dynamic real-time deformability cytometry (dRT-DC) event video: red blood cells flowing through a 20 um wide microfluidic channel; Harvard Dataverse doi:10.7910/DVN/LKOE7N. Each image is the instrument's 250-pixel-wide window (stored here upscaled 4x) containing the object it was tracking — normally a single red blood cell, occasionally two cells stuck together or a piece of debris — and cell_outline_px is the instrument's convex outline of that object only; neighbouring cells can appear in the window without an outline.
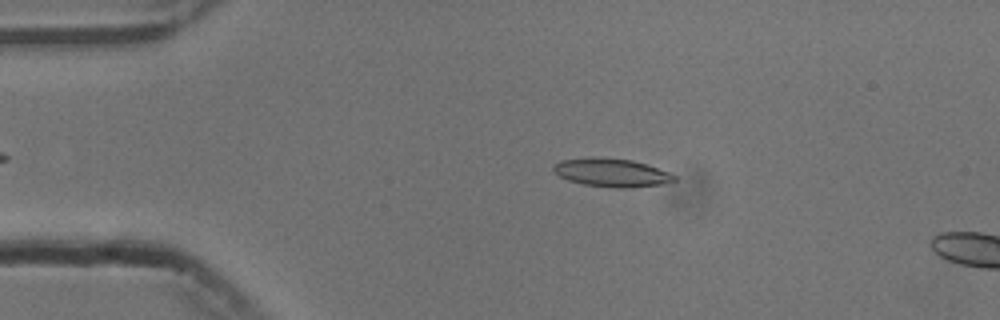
{"species": "common noctule bat (a hibernating species)", "species_latin": "Nyctalus noctula", "temperature_condition": "cold", "stored_images_in_passage": 14, "camera_frame_rate_fps": 3000, "um_per_image_px": 0.085, "animal": {"sex": "male", "body_mass_g": 13.3}, "frame": {"image": 1, "passage_image": 10, "time_ms": 3.0, "image_size_px": [1000, 320], "cell_outline_px": [[676, 180], [660, 184], [632, 188], [616, 188], [584, 184], [568, 180], [560, 176], [552, 168], [552, 164], [560, 160], [588, 156], [632, 160], [648, 164], [668, 172], [676, 176]], "centroid_in_image_um": [51.96, 14.66], "position_along_channel_um": 33.0, "area_um2": 20.06}}